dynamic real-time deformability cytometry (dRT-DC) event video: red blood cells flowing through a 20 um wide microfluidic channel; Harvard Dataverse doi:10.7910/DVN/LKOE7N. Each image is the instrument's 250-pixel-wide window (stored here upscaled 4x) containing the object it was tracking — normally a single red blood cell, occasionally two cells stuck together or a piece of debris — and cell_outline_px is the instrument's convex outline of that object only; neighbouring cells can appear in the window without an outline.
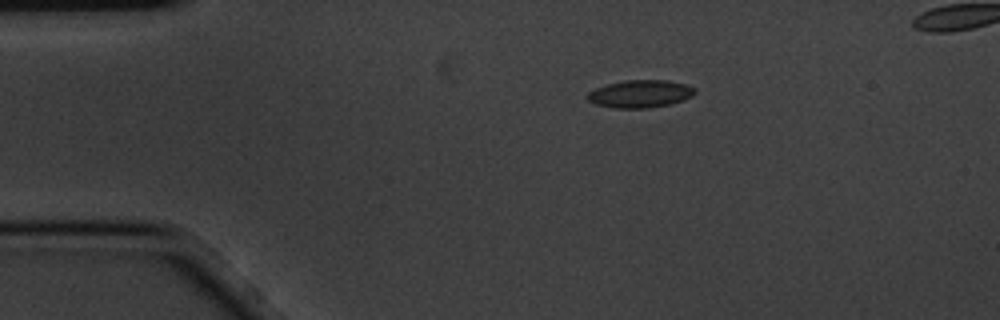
{"species": "common noctule bat (a hibernating species)", "species_latin": "Nyctalus noctula", "temperature_condition": "cold", "stored_images_in_passage": 7, "segment_of_instrument_passage": [1, 2], "camera_frame_rate_fps": 3000, "um_per_image_px": 0.085, "animal": {"sex": "male", "body_mass_g": 20.1, "forearm_length_mm": 53.5}, "frame": {"image": 1, "passage_image": 1, "time_ms": 0.0, "image_size_px": [1000, 320], "cell_outline_px": [[696, 92], [692, 96], [684, 100], [668, 104], [648, 108], [616, 108], [596, 104], [588, 100], [588, 92], [596, 88], [608, 84], [624, 80], [668, 80], [684, 84], [696, 88]], "centroid_in_image_um": [54.44, 7.97], "position_along_channel_um": 30.6, "area_um2": 17.17}}
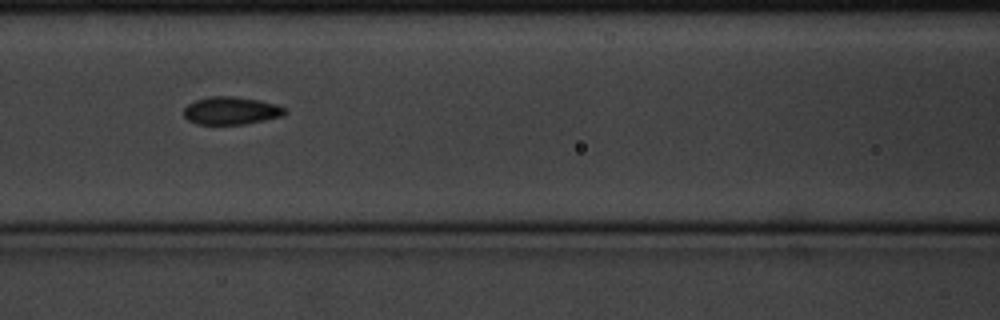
{"frame": {"image": 2, "passage_image": 5, "time_ms": 1.333, "image_size_px": [1000, 320], "cell_outline_px": [[288, 112], [280, 116], [264, 120], [244, 124], [196, 124], [188, 120], [184, 116], [184, 108], [188, 104], [196, 100], [212, 96], [236, 96], [260, 100], [276, 104], [284, 108]], "centroid_in_image_um": [19.63, 9.4], "position_along_channel_um": 147.0, "area_um2": 16.3}}
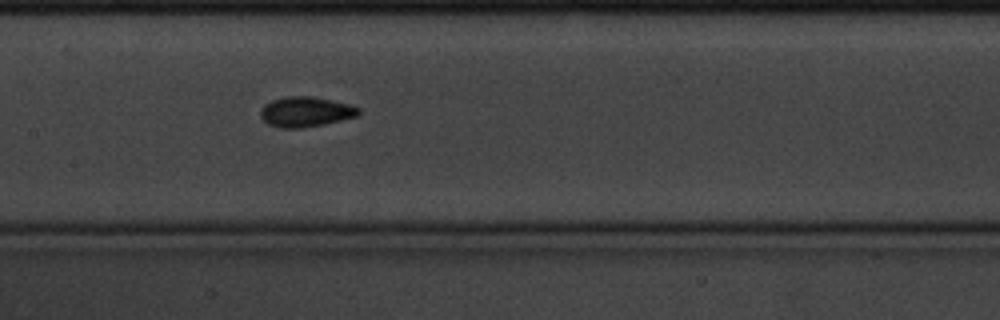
{"frame": {"image": 3, "passage_image": 6, "time_ms": 1.667, "image_size_px": [1000, 320], "cell_outline_px": [[360, 116], [324, 124], [300, 128], [280, 128], [268, 124], [260, 116], [260, 108], [264, 104], [272, 100], [284, 96], [312, 96], [332, 100], [348, 104], [360, 108]], "centroid_in_image_um": [25.98, 9.5], "position_along_channel_um": 181.4, "area_um2": 17.4}}